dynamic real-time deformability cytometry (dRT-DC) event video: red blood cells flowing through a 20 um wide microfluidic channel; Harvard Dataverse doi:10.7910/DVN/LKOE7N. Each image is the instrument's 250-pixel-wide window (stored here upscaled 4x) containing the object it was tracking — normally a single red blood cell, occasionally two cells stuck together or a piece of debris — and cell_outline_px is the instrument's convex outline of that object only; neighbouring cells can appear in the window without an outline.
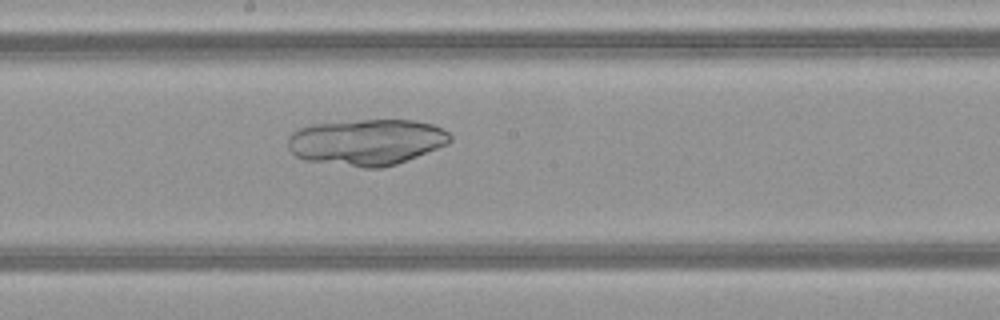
{"species": "common noctule bat (a hibernating species)", "species_latin": "Nyctalus noctula", "temperature_condition": "warm", "stored_images_in_passage": 49, "camera_frame_rate_fps": 3000, "um_per_image_px": 0.085, "animal": {"sex": "female", "body_mass_g": 21.9}, "frame": {"image": 1, "passage_image": 27, "time_ms": 8.667, "image_size_px": [1000, 320], "cell_outline_px": [[452, 140], [448, 144], [396, 164], [384, 168], [364, 168], [304, 160], [296, 156], [288, 148], [288, 136], [292, 132], [300, 128], [312, 124], [360, 120], [416, 120], [432, 124], [448, 132], [452, 136]], "centroid_in_image_um": [31.16, 12.08], "position_along_channel_um": 217.0, "area_um2": 43.7}}
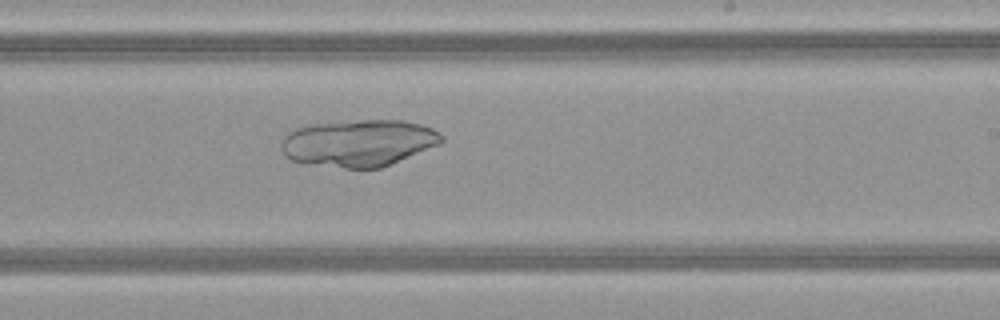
{"frame": {"image": 2, "passage_image": 30, "time_ms": 9.667, "image_size_px": [1000, 320], "cell_outline_px": [[444, 140], [440, 144], [380, 168], [344, 168], [304, 164], [292, 160], [284, 156], [280, 148], [280, 144], [284, 136], [288, 132], [296, 128], [312, 124], [360, 120], [404, 120], [420, 124], [432, 128], [440, 132], [444, 136]], "centroid_in_image_um": [30.46, 12.16], "position_along_channel_um": 258.5, "area_um2": 44.1}}